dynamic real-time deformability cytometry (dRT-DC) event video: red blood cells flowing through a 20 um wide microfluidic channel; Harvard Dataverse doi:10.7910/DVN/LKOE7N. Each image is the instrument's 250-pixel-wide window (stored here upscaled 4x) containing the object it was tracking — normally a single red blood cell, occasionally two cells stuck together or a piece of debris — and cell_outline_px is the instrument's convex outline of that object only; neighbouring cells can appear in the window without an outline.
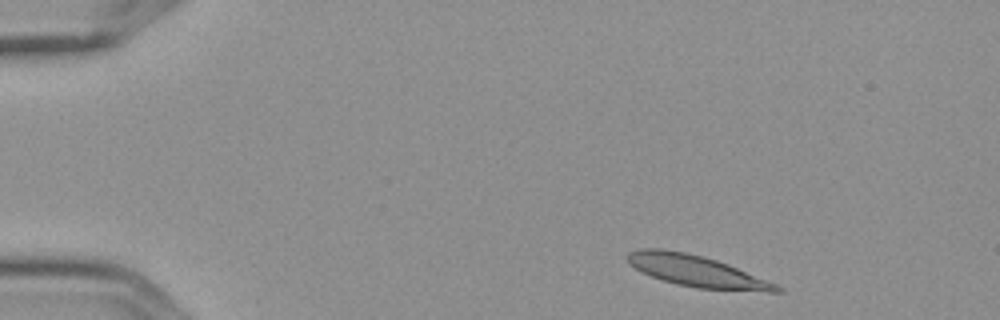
{"species": "Egyptian fruit bat (a non-hibernating species)", "species_latin": "Rousettus aegyptiacus", "temperature_condition": "cold", "stored_images_in_passage": 4, "camera_frame_rate_fps": 3000, "um_per_image_px": 0.085, "frame": {"image": 1, "passage_image": 1, "time_ms": 0.0, "image_size_px": [1000, 320], "cell_outline_px": [[784, 292], [768, 292], [696, 288], [676, 284], [652, 276], [636, 268], [624, 256], [628, 252], [640, 248], [660, 248], [684, 252], [704, 256], [728, 264], [776, 284], [784, 288]], "centroid_in_image_um": [59.24, 23.04], "position_along_channel_um": 25.8, "area_um2": 27.11}}
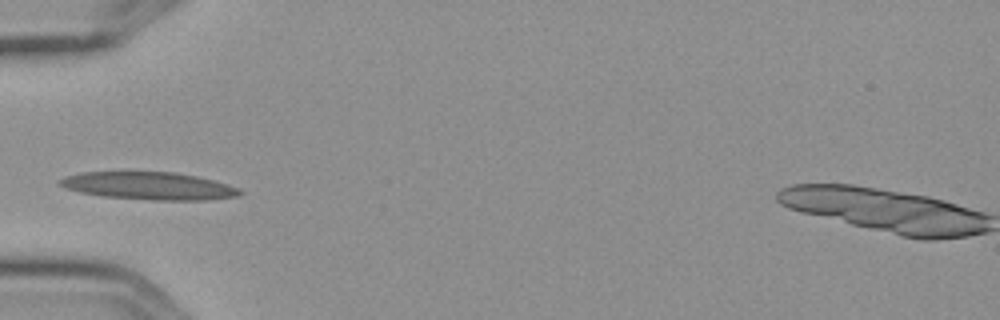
{"frame": {"image": 2, "passage_image": 4, "time_ms": 1.0, "image_size_px": [1000, 320], "cell_outline_px": [[244, 192], [236, 196], [208, 200], [152, 200], [100, 196], [80, 192], [64, 188], [56, 184], [56, 180], [64, 176], [80, 172], [176, 172], [196, 176], [228, 184], [240, 188]], "centroid_in_image_um": [12.6, 15.8], "position_along_channel_um": 72.4, "area_um2": 29.25}}